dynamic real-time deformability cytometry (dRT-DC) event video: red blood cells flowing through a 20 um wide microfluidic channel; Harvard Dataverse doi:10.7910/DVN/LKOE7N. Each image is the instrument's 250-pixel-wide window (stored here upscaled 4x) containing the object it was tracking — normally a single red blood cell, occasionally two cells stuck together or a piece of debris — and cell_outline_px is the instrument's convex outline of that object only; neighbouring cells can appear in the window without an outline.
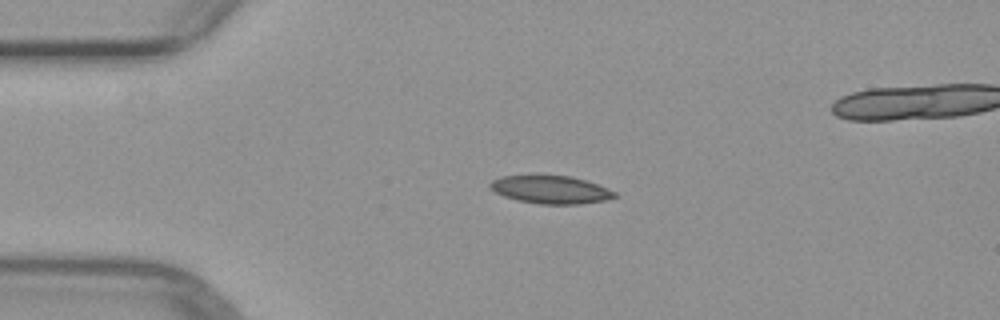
{"species": "common noctule bat (a hibernating species)", "species_latin": "Nyctalus noctula", "temperature_condition": "warm", "stored_images_in_passage": 6, "camera_frame_rate_fps": 3000, "um_per_image_px": 0.085, "animal": {"sex": "female", "body_mass_g": 29.2, "forearm_length_mm": 56.3}, "frame": {"image": 1, "passage_image": 3, "time_ms": 2.333, "image_size_px": [1000, 320], "cell_outline_px": [[620, 196], [608, 200], [580, 204], [540, 204], [516, 200], [504, 196], [496, 192], [488, 184], [492, 180], [500, 176], [572, 176], [588, 180], [608, 188], [616, 192]], "centroid_in_image_um": [46.89, 16.13], "position_along_channel_um": 38.1, "area_um2": 20.4}}
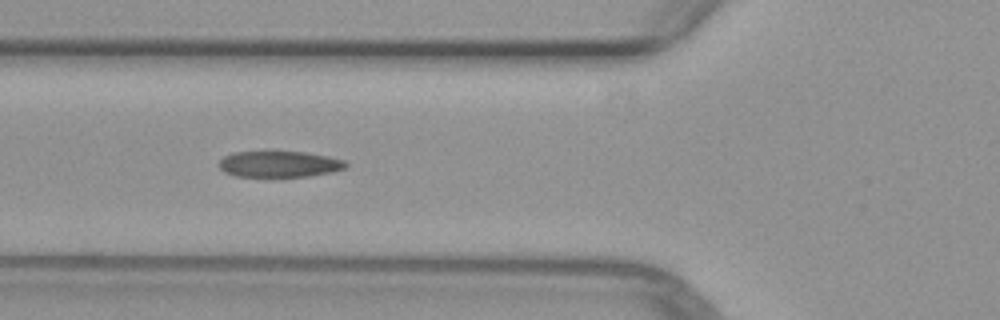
{"frame": {"image": 2, "passage_image": 5, "time_ms": 4.667, "image_size_px": [1000, 320], "cell_outline_px": [[348, 164], [344, 168], [332, 172], [308, 176], [236, 176], [224, 172], [220, 168], [220, 160], [224, 156], [232, 152], [304, 152], [328, 156], [344, 160]], "centroid_in_image_um": [23.74, 13.94], "position_along_channel_um": 102.1, "area_um2": 19.07}}
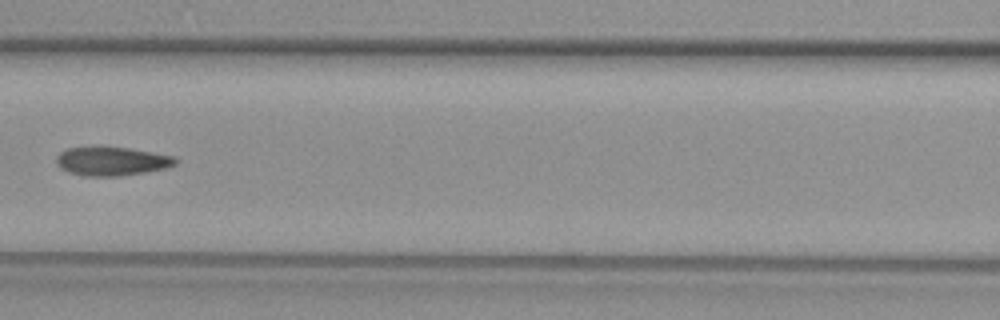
{"frame": {"image": 3, "passage_image": 6, "time_ms": 6.0, "image_size_px": [1000, 320], "cell_outline_px": [[176, 164], [164, 168], [144, 172], [120, 176], [84, 176], [68, 172], [60, 168], [56, 164], [56, 156], [60, 152], [68, 148], [92, 144], [96, 144], [128, 148], [176, 156]], "centroid_in_image_um": [9.42, 13.66], "position_along_channel_um": 157.2, "area_um2": 20.58}}